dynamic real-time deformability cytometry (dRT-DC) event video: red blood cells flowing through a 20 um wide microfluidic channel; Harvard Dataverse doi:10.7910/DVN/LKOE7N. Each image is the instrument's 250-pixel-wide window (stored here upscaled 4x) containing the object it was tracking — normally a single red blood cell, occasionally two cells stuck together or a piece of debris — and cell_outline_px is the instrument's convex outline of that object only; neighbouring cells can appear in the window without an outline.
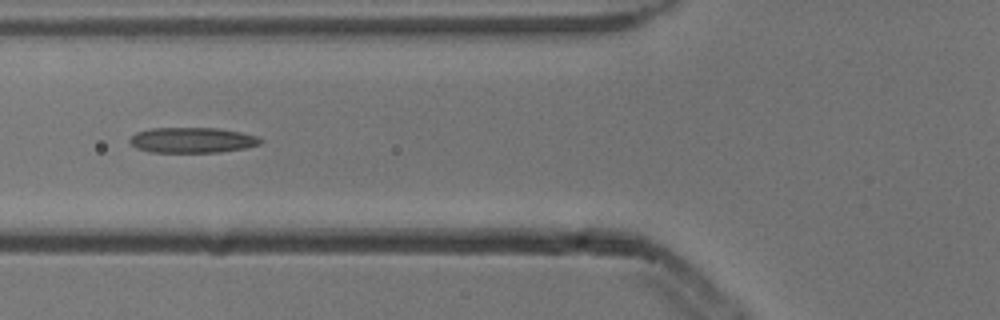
{"species": "common noctule bat (a hibernating species)", "species_latin": "Nyctalus noctula", "temperature_condition": "cold", "stored_images_in_passage": 5, "camera_frame_rate_fps": 3000, "um_per_image_px": 0.085, "animal": {"sex": "male", "body_mass_g": 13.3}, "frame": {"image": 1, "passage_image": 5, "time_ms": 1.333, "image_size_px": [1000, 320], "cell_outline_px": [[264, 140], [260, 144], [244, 148], [220, 152], [148, 152], [136, 148], [128, 140], [136, 132], [152, 128], [216, 128], [240, 132], [256, 136]], "centroid_in_image_um": [16.32, 11.91], "position_along_channel_um": 109.5, "area_um2": 19.31}}